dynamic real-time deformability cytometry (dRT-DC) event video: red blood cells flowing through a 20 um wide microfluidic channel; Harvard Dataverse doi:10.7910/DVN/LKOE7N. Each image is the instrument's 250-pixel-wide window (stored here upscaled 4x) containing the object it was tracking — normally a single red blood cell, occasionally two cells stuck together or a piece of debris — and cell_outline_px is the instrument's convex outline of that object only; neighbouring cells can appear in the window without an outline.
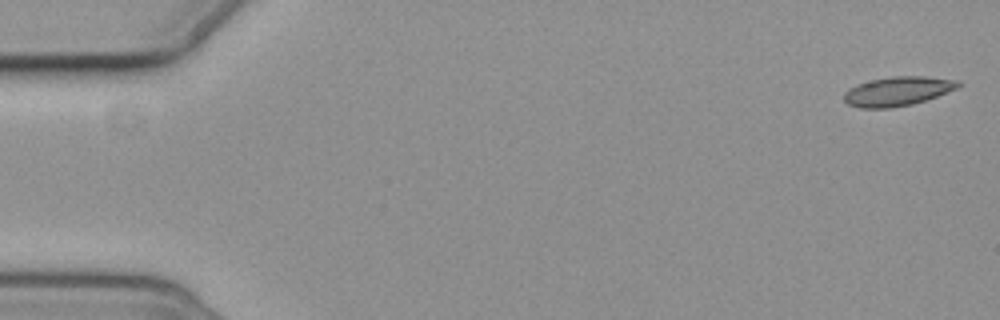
{"species": "common noctule bat (a hibernating species)", "species_latin": "Nyctalus noctula", "temperature_condition": "cold", "stored_images_in_passage": 5, "camera_frame_rate_fps": 3000, "um_per_image_px": 0.085, "animal": {"sex": "female", "body_mass_g": 19.3, "forearm_length_mm": 54.1}, "frame": {"image": 1, "passage_image": 1, "time_ms": 0.0, "image_size_px": [1000, 320], "cell_outline_px": [[964, 84], [956, 88], [936, 96], [912, 104], [888, 108], [860, 108], [848, 104], [844, 100], [844, 92], [848, 88], [856, 84], [872, 80], [892, 76], [924, 76], [960, 80]], "centroid_in_image_um": [76.29, 7.74], "position_along_channel_um": 8.7, "area_um2": 19.42}}
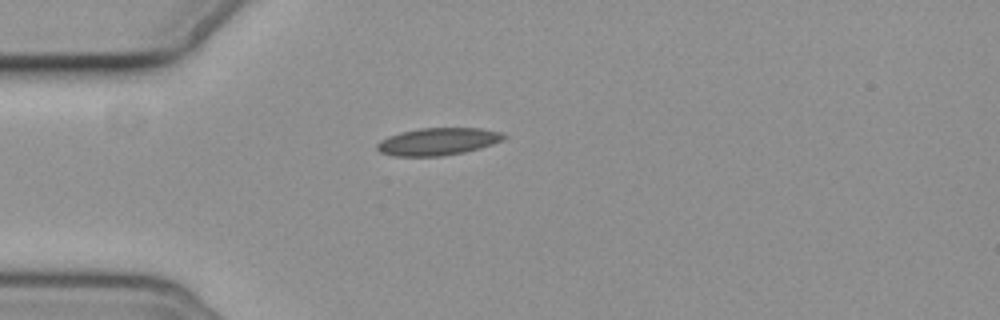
{"frame": {"image": 2, "passage_image": 5, "time_ms": 4.667, "image_size_px": [1000, 320], "cell_outline_px": [[508, 136], [504, 140], [480, 148], [464, 152], [444, 156], [392, 156], [380, 152], [376, 148], [376, 144], [380, 140], [388, 136], [400, 132], [420, 128], [480, 128], [500, 132]], "centroid_in_image_um": [37.21, 12.03], "position_along_channel_um": 47.8, "area_um2": 20.35}}